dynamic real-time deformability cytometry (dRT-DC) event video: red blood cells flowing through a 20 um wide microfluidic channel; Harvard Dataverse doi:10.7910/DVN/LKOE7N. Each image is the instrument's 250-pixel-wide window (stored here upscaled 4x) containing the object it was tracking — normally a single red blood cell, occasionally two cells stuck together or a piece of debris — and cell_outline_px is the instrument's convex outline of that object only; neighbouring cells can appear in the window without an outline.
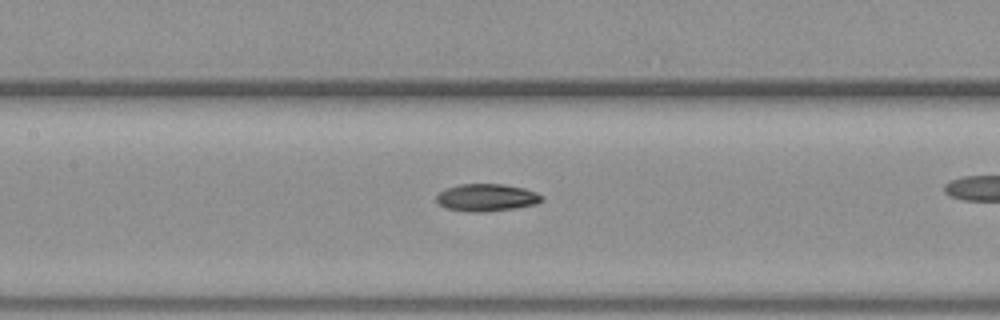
{"species": "common noctule bat (a hibernating species)", "species_latin": "Nyctalus noctula", "temperature_condition": "warm", "stored_images_in_passage": 41, "camera_frame_rate_fps": 3000, "um_per_image_px": 0.085, "animal": {"sex": "female", "body_mass_g": 19.3, "forearm_length_mm": 54.1}, "frame": {"image": 1, "passage_image": 24, "time_ms": 7.667, "image_size_px": [1000, 320], "cell_outline_px": [[544, 200], [536, 204], [516, 208], [484, 212], [468, 212], [444, 208], [436, 200], [436, 196], [444, 188], [460, 184], [504, 184], [524, 188], [536, 192], [544, 196]], "centroid_in_image_um": [41.37, 16.79], "position_along_channel_um": 166.0, "area_um2": 17.05}}
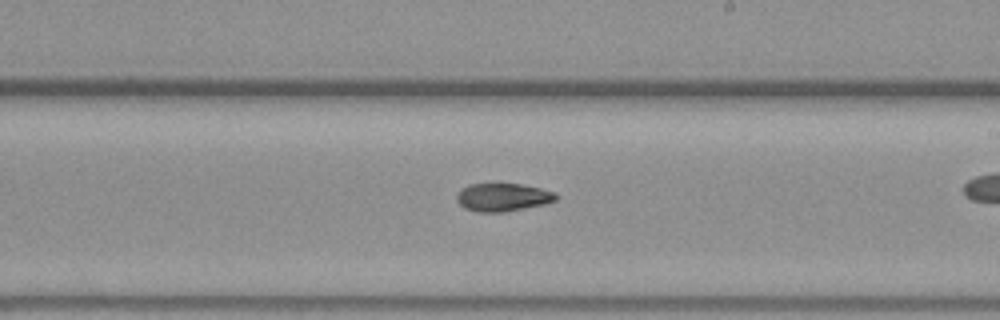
{"frame": {"image": 2, "passage_image": 30, "time_ms": 9.667, "image_size_px": [1000, 320], "cell_outline_px": [[560, 196], [556, 200], [544, 204], [504, 212], [476, 212], [464, 208], [456, 200], [456, 196], [464, 188], [472, 184], [520, 184], [540, 188], [556, 192]], "centroid_in_image_um": [42.78, 16.77], "position_along_channel_um": 246.2, "area_um2": 16.13}}